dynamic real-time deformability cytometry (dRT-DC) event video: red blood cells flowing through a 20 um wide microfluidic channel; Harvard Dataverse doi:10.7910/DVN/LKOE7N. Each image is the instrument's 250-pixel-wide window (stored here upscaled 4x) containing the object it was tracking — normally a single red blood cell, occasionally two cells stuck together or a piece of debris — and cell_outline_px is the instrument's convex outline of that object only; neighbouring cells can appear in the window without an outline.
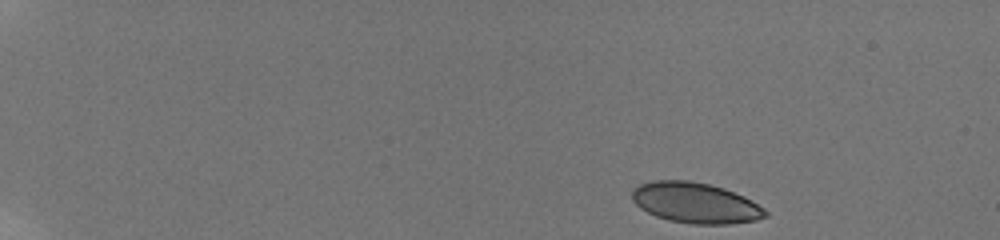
{"species": "human", "species_latin": "Homo sapiens", "temperature_condition": "room temperature", "stored_images_in_passage": 49, "camera_frame_rate_fps": 3000, "um_per_image_px": 0.085, "donor": {"sex": "male"}, "frame": {"image": 1, "passage_image": 1, "time_ms": 0.0, "image_size_px": [1000, 240], "cell_outline_px": [[768, 216], [756, 220], [732, 224], [692, 224], [668, 220], [656, 216], [640, 208], [632, 200], [632, 192], [640, 184], [652, 180], [688, 180], [708, 184], [724, 188], [744, 196], [764, 208], [768, 212]], "centroid_in_image_um": [59.13, 17.25], "position_along_channel_um": 25.9, "area_um2": 31.56}}
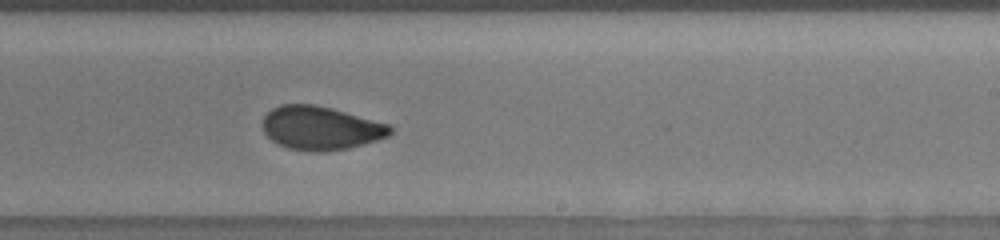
{"frame": {"image": 2, "passage_image": 31, "time_ms": 10.0, "image_size_px": [1000, 240], "cell_outline_px": [[392, 132], [388, 136], [376, 140], [348, 148], [324, 152], [308, 152], [288, 148], [272, 140], [264, 132], [264, 116], [272, 108], [280, 104], [316, 104], [332, 108], [392, 124]], "centroid_in_image_um": [27.29, 10.88], "position_along_channel_um": 261.7, "area_um2": 32.54}}
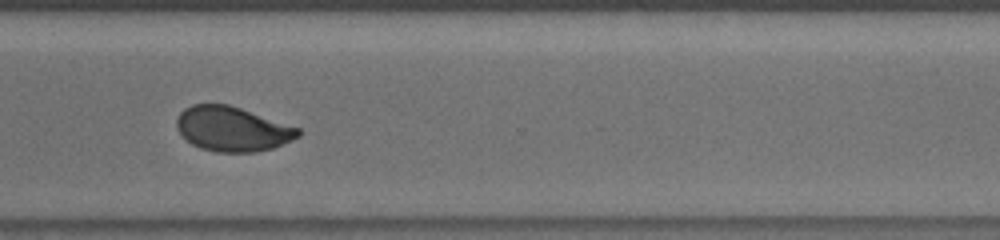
{"frame": {"image": 3, "passage_image": 38, "time_ms": 12.333, "image_size_px": [1000, 240], "cell_outline_px": [[300, 136], [292, 140], [272, 148], [256, 152], [216, 152], [200, 148], [192, 144], [176, 128], [176, 120], [180, 112], [184, 108], [192, 104], [228, 104], [300, 128]], "centroid_in_image_um": [19.74, 10.96], "position_along_channel_um": 350.9, "area_um2": 31.5}, "authors_computed_cell_mechanics": {"area_um2": 32.3102, "velocity_mm_per_s": 3.8177, "shape_relaxation_time_tau1_ms": 5.3291, "shape_relaxation_time_tau2_ms": 1.0089, "deformation_change_tau1": 0.1436, "deformation_change_tau2": 0.0483}}